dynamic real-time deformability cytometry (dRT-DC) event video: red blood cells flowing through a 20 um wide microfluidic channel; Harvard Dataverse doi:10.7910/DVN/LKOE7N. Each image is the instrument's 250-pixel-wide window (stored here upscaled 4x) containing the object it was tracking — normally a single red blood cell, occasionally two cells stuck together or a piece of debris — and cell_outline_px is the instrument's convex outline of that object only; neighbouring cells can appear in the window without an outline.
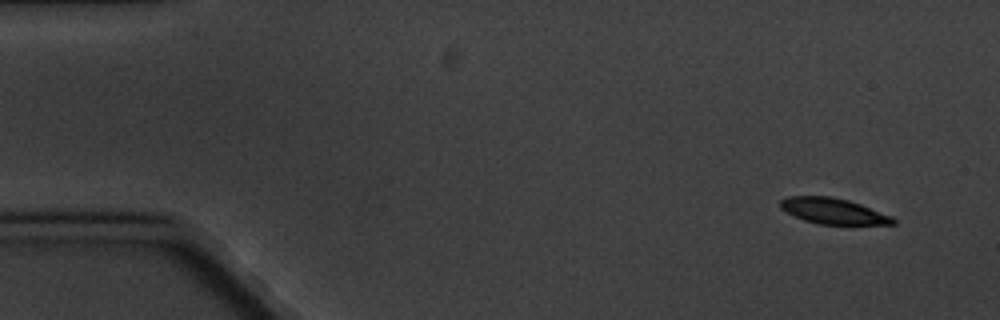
{"species": "common noctule bat (a hibernating species)", "species_latin": "Nyctalus noctula", "temperature_condition": "cold", "stored_images_in_passage": 5, "camera_frame_rate_fps": 3000, "um_per_image_px": 0.085, "animal": {"sex": "male", "body_mass_g": 20.1, "forearm_length_mm": 53.5}, "frame": {"image": 1, "passage_image": 1, "time_ms": 0.0, "image_size_px": [1000, 320], "cell_outline_px": [[896, 224], [820, 224], [804, 220], [780, 208], [780, 200], [788, 196], [832, 196], [848, 200], [860, 204], [892, 216], [896, 220]], "centroid_in_image_um": [70.83, 17.93], "position_along_channel_um": 14.2, "area_um2": 16.76}}
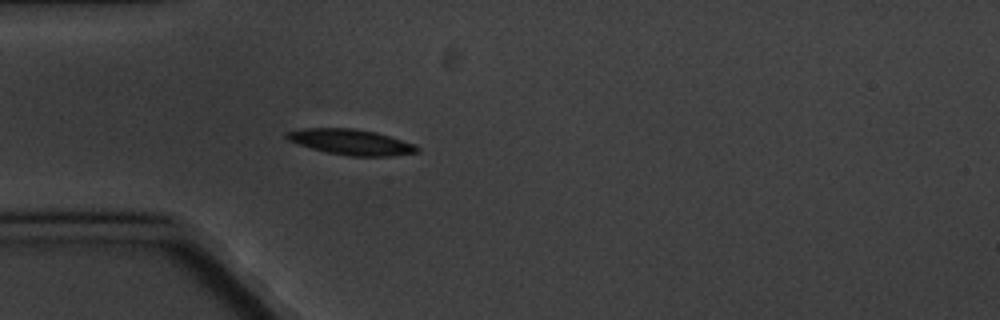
{"frame": {"image": 2, "passage_image": 5, "time_ms": 4.333, "image_size_px": [1000, 320], "cell_outline_px": [[420, 152], [392, 156], [348, 156], [324, 152], [288, 140], [284, 136], [284, 132], [304, 128], [356, 128], [376, 132], [416, 144], [420, 148]], "centroid_in_image_um": [29.86, 12.07], "position_along_channel_um": 55.1, "area_um2": 19.65}}